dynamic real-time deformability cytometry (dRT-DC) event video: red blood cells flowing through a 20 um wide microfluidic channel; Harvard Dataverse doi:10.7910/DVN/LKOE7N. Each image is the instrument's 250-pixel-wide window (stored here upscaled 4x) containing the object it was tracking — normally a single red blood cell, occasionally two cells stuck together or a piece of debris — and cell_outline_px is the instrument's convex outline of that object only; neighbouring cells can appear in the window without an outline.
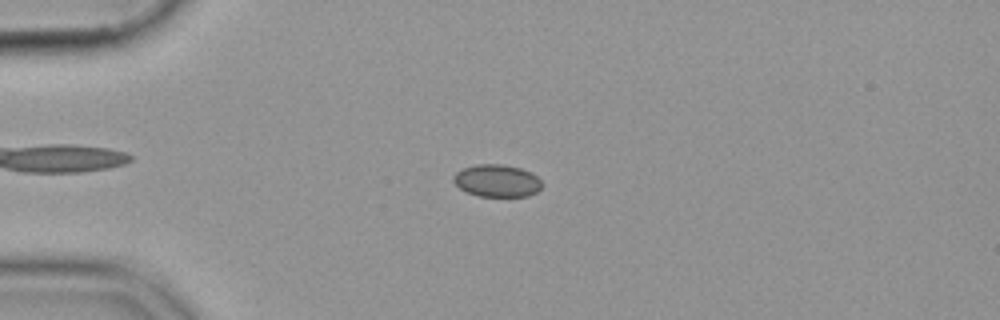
{"species": "common noctule bat (a hibernating species)", "species_latin": "Nyctalus noctula", "temperature_condition": "cold", "stored_images_in_passage": 56, "camera_frame_rate_fps": 3000, "um_per_image_px": 0.085, "animal": {"sex": "female", "body_mass_g": 19.9}, "frame": {"image": 1, "passage_image": 15, "time_ms": 4.667, "image_size_px": [1000, 320], "cell_outline_px": [[540, 188], [536, 192], [528, 196], [480, 196], [468, 192], [460, 188], [452, 180], [452, 176], [456, 172], [464, 168], [476, 164], [504, 164], [520, 168], [532, 172], [540, 180]], "centroid_in_image_um": [42.23, 15.35], "position_along_channel_um": 42.8, "area_um2": 16.59}}
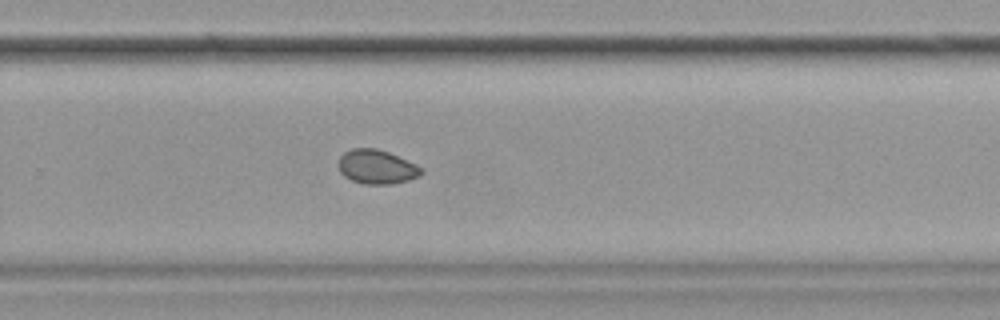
{"frame": {"image": 2, "passage_image": 38, "time_ms": 12.333, "image_size_px": [1000, 320], "cell_outline_px": [[424, 172], [420, 176], [408, 180], [392, 184], [364, 184], [352, 180], [344, 176], [340, 172], [340, 156], [344, 152], [352, 148], [376, 148], [388, 152], [416, 164], [424, 168]], "centroid_in_image_um": [32.06, 14.19], "position_along_channel_um": 297.7, "area_um2": 16.47}}
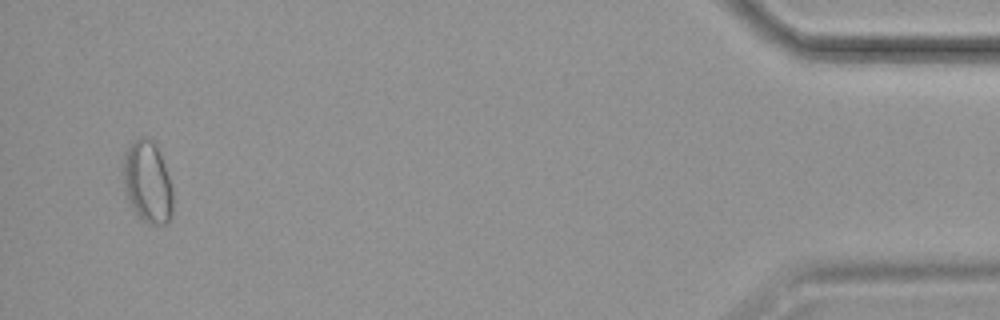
{"frame": {"image": 3, "passage_image": 54, "time_ms": 17.667, "image_size_px": [1000, 320], "cell_outline_px": [[172, 216], [168, 224], [148, 224], [132, 208], [124, 196], [120, 168], [124, 152], [140, 136], [148, 136], [152, 140], [160, 156], [168, 176], [172, 188]], "centroid_in_image_um": [12.47, 15.49], "position_along_channel_um": 422.7, "area_um2": 24.1}}